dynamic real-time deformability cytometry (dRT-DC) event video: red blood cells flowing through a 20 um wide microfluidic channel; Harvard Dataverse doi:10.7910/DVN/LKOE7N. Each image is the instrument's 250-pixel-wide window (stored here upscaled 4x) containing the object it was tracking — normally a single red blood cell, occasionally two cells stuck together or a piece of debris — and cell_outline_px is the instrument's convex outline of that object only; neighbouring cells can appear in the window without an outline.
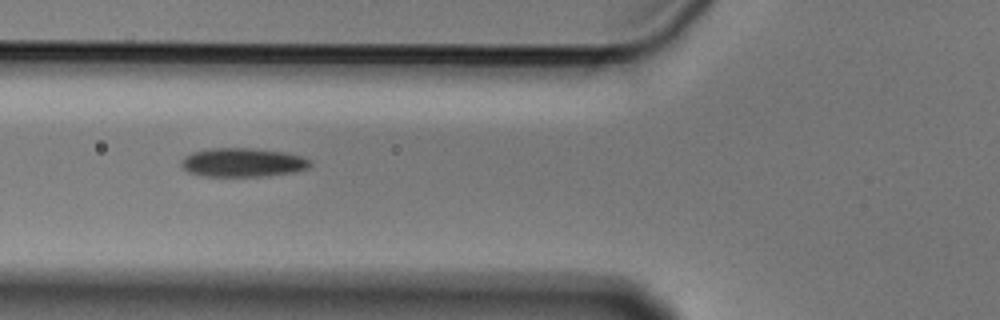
{"species": "Egyptian fruit bat (a non-hibernating species)", "species_latin": "Rousettus aegyptiacus", "temperature_condition": "cold", "stored_images_in_passage": 2, "camera_frame_rate_fps": 3000, "um_per_image_px": 0.085, "animal": {"sex": "male"}, "frame": {"image": 1, "passage_image": 2, "time_ms": 0.333, "image_size_px": [1000, 320], "cell_outline_px": [[312, 164], [308, 168], [296, 172], [268, 176], [200, 176], [188, 172], [180, 164], [180, 160], [184, 156], [192, 152], [208, 148], [252, 148], [288, 152], [312, 160]], "centroid_in_image_um": [20.64, 13.81], "position_along_channel_um": 105.2, "area_um2": 22.08}}